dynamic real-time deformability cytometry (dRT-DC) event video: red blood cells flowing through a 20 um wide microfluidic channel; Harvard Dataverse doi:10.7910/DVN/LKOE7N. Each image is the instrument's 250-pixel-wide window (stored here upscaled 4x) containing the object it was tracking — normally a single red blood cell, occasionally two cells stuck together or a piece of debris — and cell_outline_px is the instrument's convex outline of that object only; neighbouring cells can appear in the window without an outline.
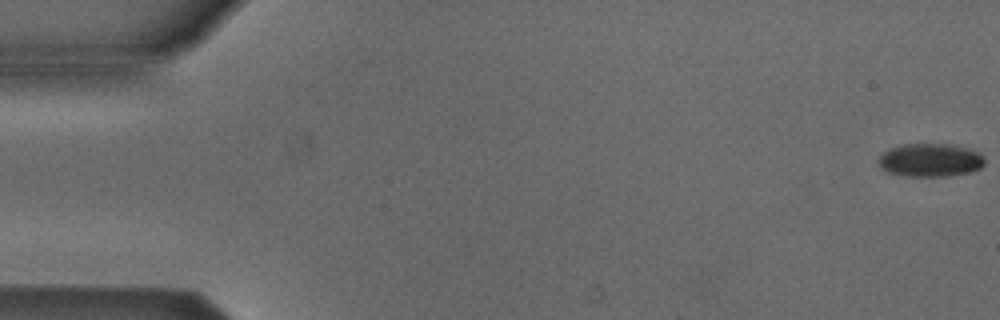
{"species": "Egyptian fruit bat (a non-hibernating species)", "species_latin": "Rousettus aegyptiacus", "temperature_condition": "cold", "stored_images_in_passage": 54, "segment_of_instrument_passage": [1, 2], "camera_frame_rate_fps": 3000, "um_per_image_px": 0.085, "animal": {"sex": "male"}, "frame": {"image": 1, "passage_image": 1, "time_ms": 0.0, "image_size_px": [1000, 320], "cell_outline_px": [[984, 164], [980, 168], [972, 172], [948, 176], [904, 176], [888, 172], [880, 168], [876, 160], [884, 152], [892, 148], [904, 144], [952, 144], [968, 148], [980, 152], [984, 156]], "centroid_in_image_um": [79.09, 13.61], "position_along_channel_um": 5.9, "area_um2": 20.81}}
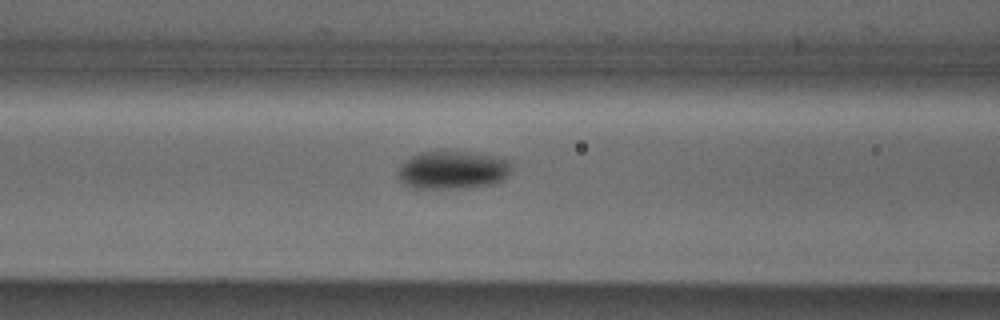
{"frame": {"image": 2, "passage_image": 22, "time_ms": 7.0, "image_size_px": [1000, 320], "cell_outline_px": [[512, 164], [508, 176], [504, 180], [492, 184], [468, 188], [412, 188], [404, 184], [400, 180], [400, 168], [404, 160], [420, 152], [444, 148], [472, 152], [492, 156], [508, 160]], "centroid_in_image_um": [38.49, 14.41], "position_along_channel_um": 128.1, "area_um2": 25.84}}
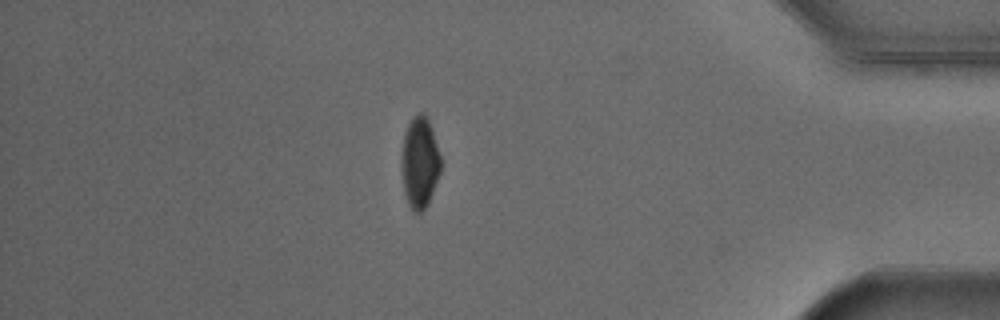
{"frame": {"image": 3, "passage_image": 46, "time_ms": 15.0, "image_size_px": [1000, 320], "cell_outline_px": [[440, 172], [428, 204], [420, 212], [416, 212], [408, 204], [404, 192], [404, 132], [408, 124], [420, 112], [424, 112], [428, 116], [432, 128], [440, 156]], "centroid_in_image_um": [35.72, 13.78], "position_along_channel_um": 399.5, "area_um2": 20.0}}